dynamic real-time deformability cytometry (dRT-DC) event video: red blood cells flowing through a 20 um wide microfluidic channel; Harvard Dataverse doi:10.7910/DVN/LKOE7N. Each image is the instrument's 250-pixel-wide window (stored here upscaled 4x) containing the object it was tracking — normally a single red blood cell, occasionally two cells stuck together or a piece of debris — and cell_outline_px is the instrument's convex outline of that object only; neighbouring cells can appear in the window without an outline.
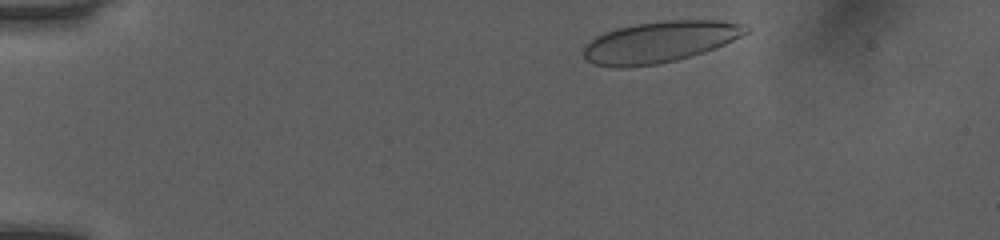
{"species": "human", "species_latin": "Homo sapiens", "temperature_condition": "room temperature", "stored_images_in_passage": 39, "camera_frame_rate_fps": 3000, "um_per_image_px": 0.085, "donor": {"sex": "female"}, "frame": {"image": 1, "passage_image": 3, "time_ms": 0.667, "image_size_px": [1000, 240], "cell_outline_px": [[748, 32], [716, 48], [704, 52], [676, 60], [656, 64], [624, 68], [616, 68], [592, 64], [584, 56], [584, 48], [596, 36], [604, 32], [616, 28], [636, 24], [664, 20], [720, 20], [744, 24], [748, 28]], "centroid_in_image_um": [56.07, 3.56], "position_along_channel_um": 28.9, "area_um2": 38.9}}
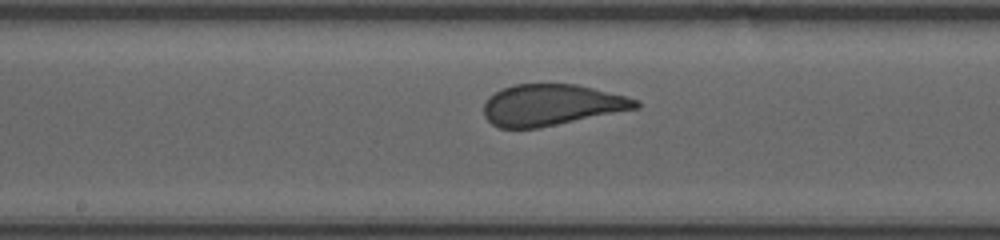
{"frame": {"image": 2, "passage_image": 22, "time_ms": 7.0, "image_size_px": [1000, 240], "cell_outline_px": [[640, 108], [540, 128], [500, 128], [492, 124], [484, 116], [484, 104], [488, 96], [504, 88], [516, 84], [576, 84], [628, 96], [640, 100]], "centroid_in_image_um": [46.91, 8.93], "position_along_channel_um": 201.3, "area_um2": 36.76}}
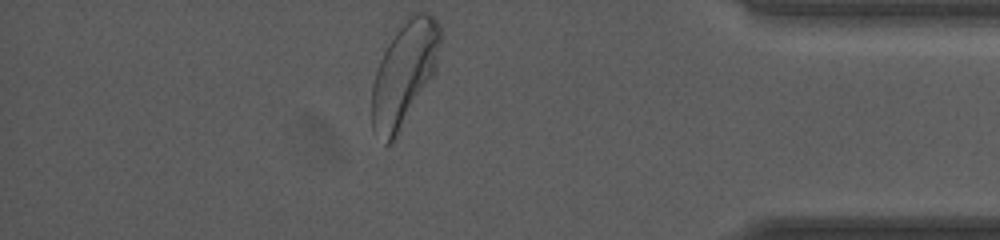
{"frame": {"image": 3, "passage_image": 39, "time_ms": 12.667, "image_size_px": [1000, 240], "cell_outline_px": [[440, 44], [436, 68], [432, 76], [396, 136], [388, 144], [384, 144], [372, 128], [372, 84], [376, 68], [396, 24], [408, 12], [428, 12], [440, 24]], "centroid_in_image_um": [34.33, 6.13], "position_along_channel_um": 400.9, "area_um2": 41.62}, "authors_computed_cell_mechanics": {"area_um2": 38.0902, "velocity_mm_per_s": 4.0337, "shape_relaxation_time_tau1_ms": 4.4167, "shape_relaxation_time_tau2_ms": null, "deformation_change_tau1": 0.1597, "deformation_change_tau2": null}}